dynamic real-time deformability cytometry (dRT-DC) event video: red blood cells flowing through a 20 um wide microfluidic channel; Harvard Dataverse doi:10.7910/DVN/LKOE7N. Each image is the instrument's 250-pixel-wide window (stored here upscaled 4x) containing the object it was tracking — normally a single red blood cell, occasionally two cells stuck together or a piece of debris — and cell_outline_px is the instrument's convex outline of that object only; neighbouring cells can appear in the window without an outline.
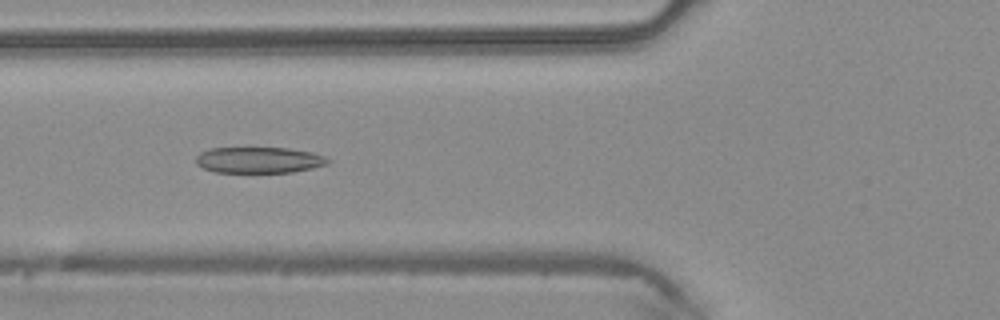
{"species": "common noctule bat (a hibernating species)", "species_latin": "Nyctalus noctula", "temperature_condition": "warm", "stored_images_in_passage": 47, "camera_frame_rate_fps": 3000, "um_per_image_px": 0.085, "animal": {"sex": "male", "body_mass_g": 20.4}, "frame": {"image": 1, "passage_image": 18, "time_ms": 5.667, "image_size_px": [1000, 320], "cell_outline_px": [[332, 160], [328, 164], [312, 168], [292, 172], [216, 172], [204, 168], [196, 164], [196, 156], [200, 152], [212, 148], [288, 148], [312, 152], [324, 156]], "centroid_in_image_um": [22.03, 13.6], "position_along_channel_um": 103.8, "area_um2": 20.0}}
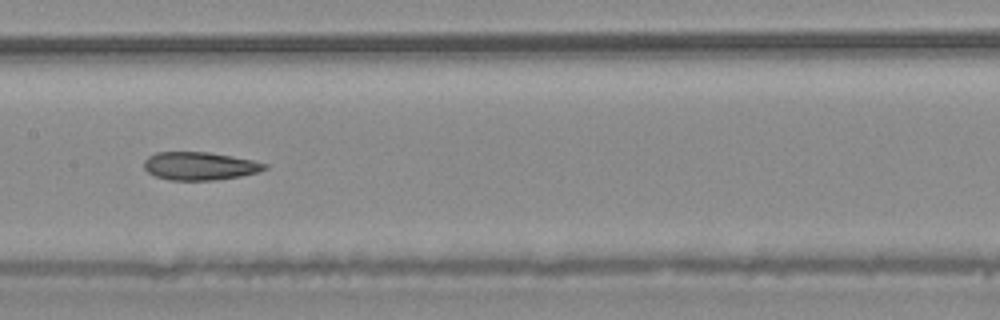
{"frame": {"image": 2, "passage_image": 24, "time_ms": 7.667, "image_size_px": [1000, 320], "cell_outline_px": [[268, 168], [256, 172], [240, 176], [216, 180], [168, 180], [156, 176], [148, 172], [144, 168], [144, 160], [148, 156], [156, 152], [208, 152], [252, 160], [268, 164]], "centroid_in_image_um": [16.95, 14.11], "position_along_channel_um": 190.5, "area_um2": 19.65}}
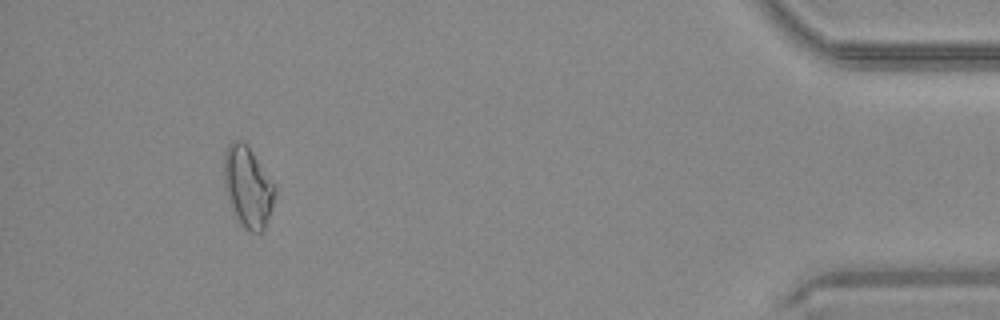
{"frame": {"image": 3, "passage_image": 44, "time_ms": 14.333, "image_size_px": [1000, 320], "cell_outline_px": [[276, 192], [264, 228], [260, 232], [252, 232], [244, 228], [240, 224], [232, 208], [224, 184], [224, 152], [228, 144], [232, 140], [240, 140], [252, 152], [276, 184]], "centroid_in_image_um": [21.07, 15.86], "position_along_channel_um": 414.1, "area_um2": 23.64}}